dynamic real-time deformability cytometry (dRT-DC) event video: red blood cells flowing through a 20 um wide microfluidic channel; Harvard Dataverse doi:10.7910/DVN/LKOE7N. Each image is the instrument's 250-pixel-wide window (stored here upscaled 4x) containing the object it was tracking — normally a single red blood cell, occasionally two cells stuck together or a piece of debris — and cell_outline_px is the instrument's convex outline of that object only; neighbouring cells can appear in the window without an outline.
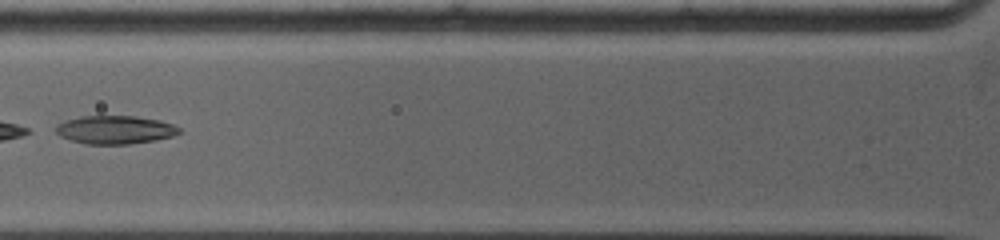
{"species": "common noctule bat (a hibernating species)", "species_latin": "Nyctalus noctula", "temperature_condition": "warm", "stored_images_in_passage": 5, "camera_frame_rate_fps": 5000, "um_per_image_px": 0.085, "animal": {"sex": "female", "body_mass_g": 19.0, "forearm_length_mm": 53.3}, "frame": {"image": 1, "passage_image": 2, "time_ms": 1.0, "image_size_px": [1000, 240], "cell_outline_px": [[180, 132], [172, 136], [156, 140], [128, 144], [88, 144], [72, 140], [60, 136], [56, 132], [56, 124], [64, 120], [80, 116], [136, 116], [160, 120], [172, 124], [180, 128]], "centroid_in_image_um": [9.77, 11.02], "position_along_channel_um": 116.0, "area_um2": 20.35}}